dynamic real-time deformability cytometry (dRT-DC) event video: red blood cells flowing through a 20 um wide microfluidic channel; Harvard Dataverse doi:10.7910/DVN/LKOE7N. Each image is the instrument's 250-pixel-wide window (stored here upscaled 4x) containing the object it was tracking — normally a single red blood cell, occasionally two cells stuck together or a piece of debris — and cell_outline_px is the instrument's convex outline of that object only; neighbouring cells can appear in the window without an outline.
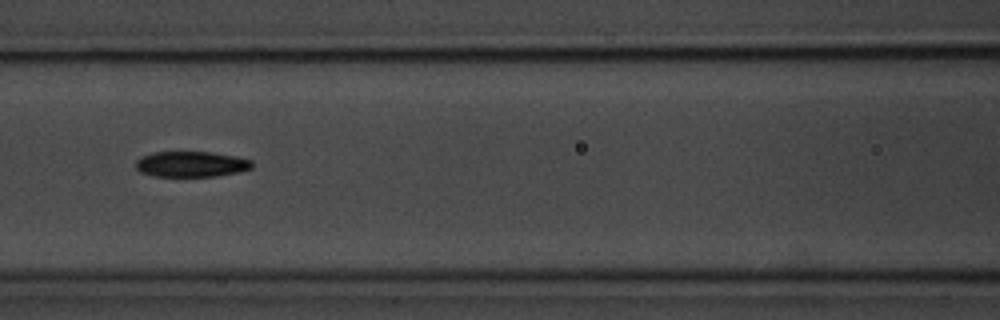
{"species": "common noctule bat (a hibernating species)", "species_latin": "Nyctalus noctula", "temperature_condition": "room temperature", "stored_images_in_passage": 11, "camera_frame_rate_fps": 3000, "um_per_image_px": 0.085, "animal": {"sex": "male", "body_mass_g": 20.1, "forearm_length_mm": 53.5}, "frame": {"image": 1, "passage_image": 4, "time_ms": 3.333, "image_size_px": [1000, 320], "cell_outline_px": [[252, 168], [236, 172], [216, 176], [152, 176], [140, 172], [136, 168], [136, 160], [140, 156], [152, 152], [208, 152], [236, 156], [252, 160]], "centroid_in_image_um": [16.21, 13.95], "position_along_channel_um": 150.4, "area_um2": 17.34}}
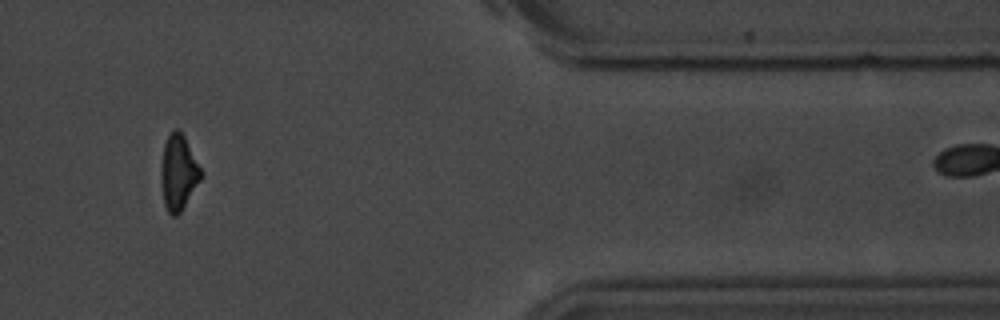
{"frame": {"image": 2, "passage_image": 10, "time_ms": 11.0, "image_size_px": [1000, 320], "cell_outline_px": [[204, 172], [200, 180], [180, 212], [176, 216], [172, 216], [168, 212], [164, 204], [160, 184], [160, 168], [164, 144], [168, 136], [176, 128], [180, 128]], "centroid_in_image_um": [15.16, 14.64], "position_along_channel_um": 396.2, "area_um2": 17.74}, "authors_computed_cell_mechanics": {"area_um2": 17.8024, "velocity_mm_per_s": 3.6338, "shape_relaxation_time_tau1_ms": 3.1532, "shape_relaxation_time_tau2_ms": null, "deformation_change_tau1": 0.1146, "deformation_change_tau2": null}}